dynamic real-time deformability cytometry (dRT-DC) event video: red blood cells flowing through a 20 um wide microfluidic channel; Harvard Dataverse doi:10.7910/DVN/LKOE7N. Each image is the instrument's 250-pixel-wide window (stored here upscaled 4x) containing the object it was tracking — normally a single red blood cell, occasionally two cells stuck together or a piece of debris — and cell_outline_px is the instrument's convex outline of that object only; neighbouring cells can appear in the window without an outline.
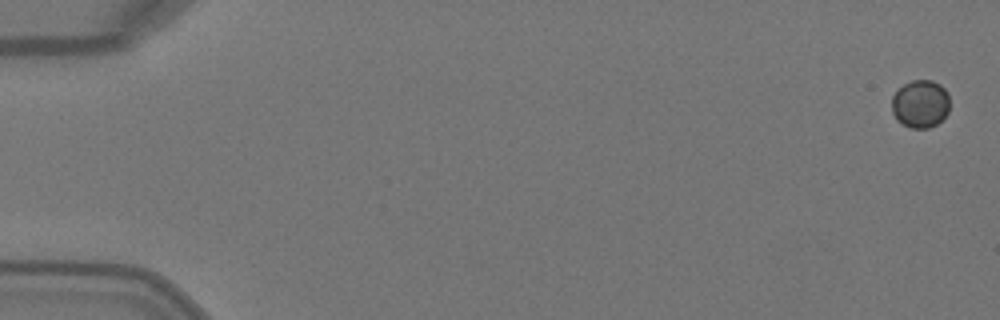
{"species": "Egyptian fruit bat (a non-hibernating species)", "species_latin": "Rousettus aegyptiacus", "temperature_condition": "warm", "stored_images_in_passage": 6, "camera_frame_rate_fps": 3000, "um_per_image_px": 0.085, "animal": {"sex": "female"}, "frame": {"image": 1, "passage_image": 1, "time_ms": 0.0, "image_size_px": [1000, 320], "cell_outline_px": [[948, 112], [936, 124], [928, 128], [908, 128], [900, 124], [896, 120], [892, 112], [892, 96], [904, 84], [912, 80], [932, 80], [940, 84], [948, 92]], "centroid_in_image_um": [78.21, 8.84], "position_along_channel_um": 6.8, "area_um2": 16.24}}